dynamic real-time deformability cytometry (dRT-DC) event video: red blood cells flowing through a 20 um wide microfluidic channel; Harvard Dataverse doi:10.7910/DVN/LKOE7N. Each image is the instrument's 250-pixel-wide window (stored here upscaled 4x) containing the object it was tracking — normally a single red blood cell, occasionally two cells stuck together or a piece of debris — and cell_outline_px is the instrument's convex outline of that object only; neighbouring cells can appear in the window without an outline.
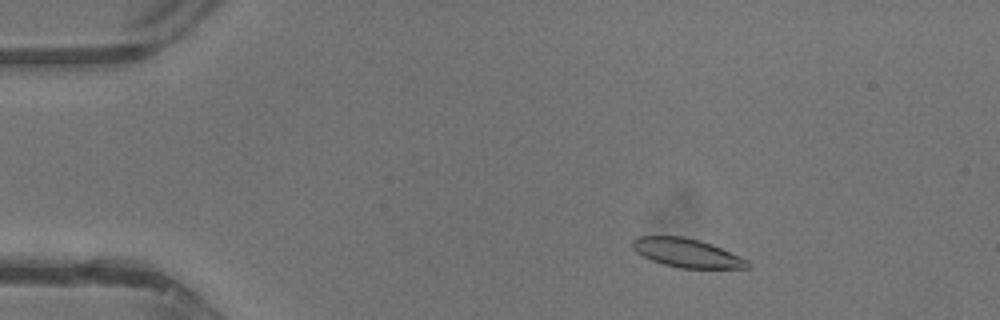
{"species": "common noctule bat (a hibernating species)", "species_latin": "Nyctalus noctula", "temperature_condition": "warm", "stored_images_in_passage": 42, "camera_frame_rate_fps": 3000, "um_per_image_px": 0.085, "animal": {"sex": "male", "body_mass_g": 13.3}, "frame": {"image": 1, "passage_image": 6, "time_ms": 1.667, "image_size_px": [1000, 320], "cell_outline_px": [[752, 268], [680, 268], [664, 264], [652, 260], [636, 252], [632, 248], [632, 240], [636, 236], [684, 236], [700, 240], [712, 244], [748, 260], [752, 264]], "centroid_in_image_um": [58.39, 21.49], "position_along_channel_um": 26.6, "area_um2": 19.36}}
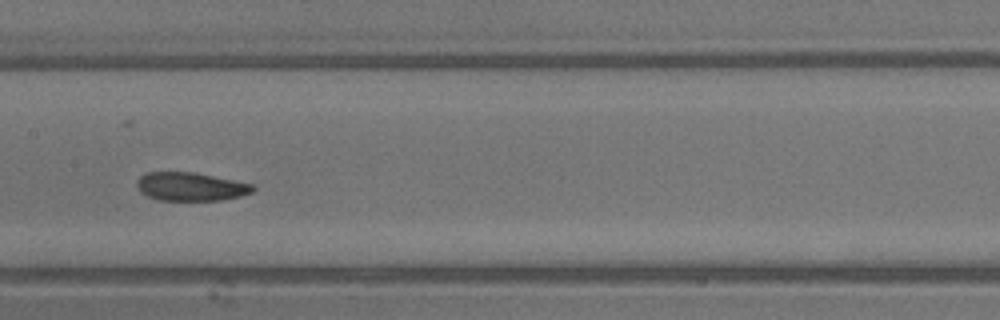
{"frame": {"image": 2, "passage_image": 21, "time_ms": 6.667, "image_size_px": [1000, 320], "cell_outline_px": [[256, 188], [252, 192], [240, 196], [224, 200], [160, 200], [148, 196], [140, 192], [136, 184], [136, 180], [144, 172], [192, 172], [252, 184]], "centroid_in_image_um": [16.17, 15.86], "position_along_channel_um": 191.2, "area_um2": 19.13}}
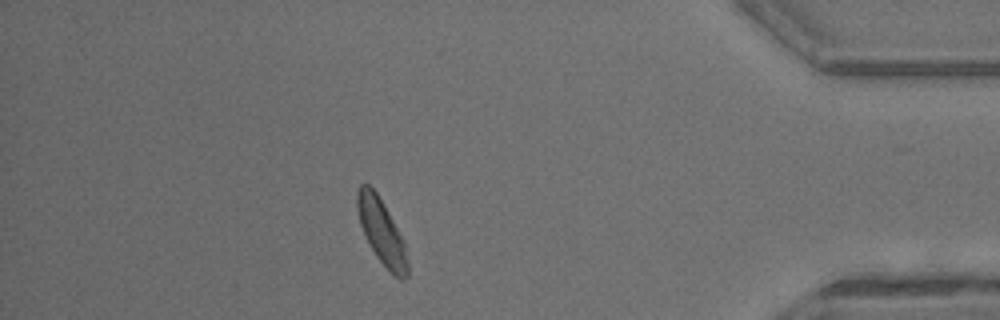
{"frame": {"image": 3, "passage_image": 37, "time_ms": 12.0, "image_size_px": [1000, 320], "cell_outline_px": [[408, 276], [404, 280], [400, 280], [376, 256], [364, 236], [360, 224], [356, 208], [356, 192], [360, 184], [368, 184], [376, 192], [404, 240], [408, 260]], "centroid_in_image_um": [32.42, 19.69], "position_along_channel_um": 402.8, "area_um2": 18.96}, "authors_computed_cell_mechanics": {"area_um2": 19.6809, "velocity_mm_per_s": 4.7839, "shape_relaxation_time_tau1_ms": 2.4973, "shape_relaxation_time_tau2_ms": 3.1872, "deformation_change_tau1": 0.1181, "deformation_change_tau2": 0.116}}